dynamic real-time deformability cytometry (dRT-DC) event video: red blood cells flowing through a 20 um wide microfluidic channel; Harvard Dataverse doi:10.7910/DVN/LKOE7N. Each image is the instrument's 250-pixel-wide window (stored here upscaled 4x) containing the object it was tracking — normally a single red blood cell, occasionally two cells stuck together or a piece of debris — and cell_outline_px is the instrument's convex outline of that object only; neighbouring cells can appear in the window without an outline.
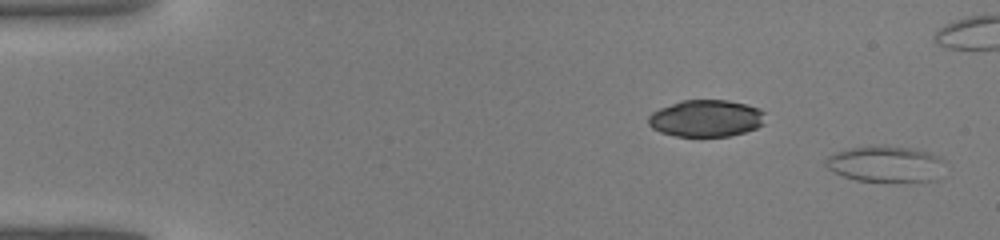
{"species": "common noctule bat (a hibernating species)", "species_latin": "Nyctalus noctula", "temperature_condition": "warm", "stored_images_in_passage": 44, "camera_frame_rate_fps": 3000, "um_per_image_px": 0.085, "animal": {"sex": "male", "body_mass_g": 19.0, "forearm_length_mm": 50.8}, "frame": {"image": 1, "passage_image": 1, "time_ms": 0.0, "image_size_px": [1000, 240], "cell_outline_px": [[944, 160], [936, 180], [856, 180], [844, 176], [828, 168], [824, 164], [824, 160], [828, 156], [836, 152], [848, 148], [884, 144], [912, 148], [928, 152], [940, 156]], "centroid_in_image_um": [75.24, 13.89], "position_along_channel_um": 9.8, "area_um2": 24.74}}
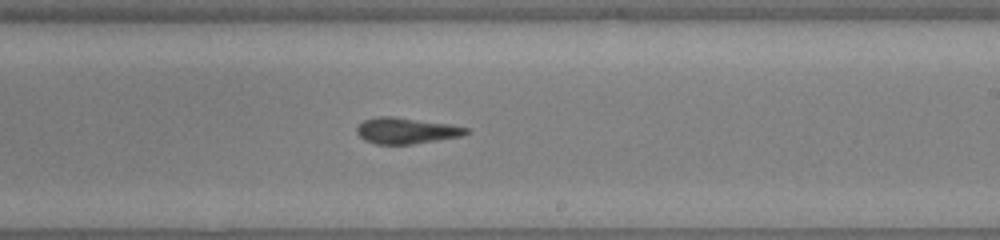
{"frame": {"image": 2, "passage_image": 26, "time_ms": 8.333, "image_size_px": [1000, 240], "cell_outline_px": [[468, 132], [460, 136], [412, 144], [376, 144], [364, 140], [356, 132], [356, 128], [364, 120], [376, 116], [392, 116], [448, 124], [468, 128]], "centroid_in_image_um": [34.47, 11.1], "position_along_channel_um": 254.5, "area_um2": 16.36}}
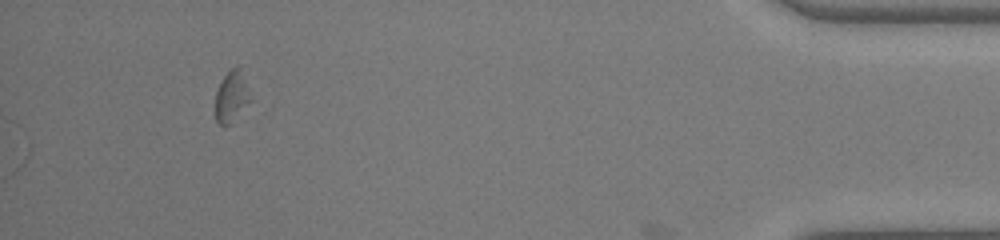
{"frame": {"image": 3, "passage_image": 44, "time_ms": 14.333, "image_size_px": [1000, 240], "cell_outline_px": [[256, 100], [232, 124], [220, 124], [216, 120], [216, 92], [224, 76], [232, 68], [236, 68], [244, 80]], "centroid_in_image_um": [19.77, 8.32], "position_along_channel_um": 415.4, "area_um2": 10.64}}